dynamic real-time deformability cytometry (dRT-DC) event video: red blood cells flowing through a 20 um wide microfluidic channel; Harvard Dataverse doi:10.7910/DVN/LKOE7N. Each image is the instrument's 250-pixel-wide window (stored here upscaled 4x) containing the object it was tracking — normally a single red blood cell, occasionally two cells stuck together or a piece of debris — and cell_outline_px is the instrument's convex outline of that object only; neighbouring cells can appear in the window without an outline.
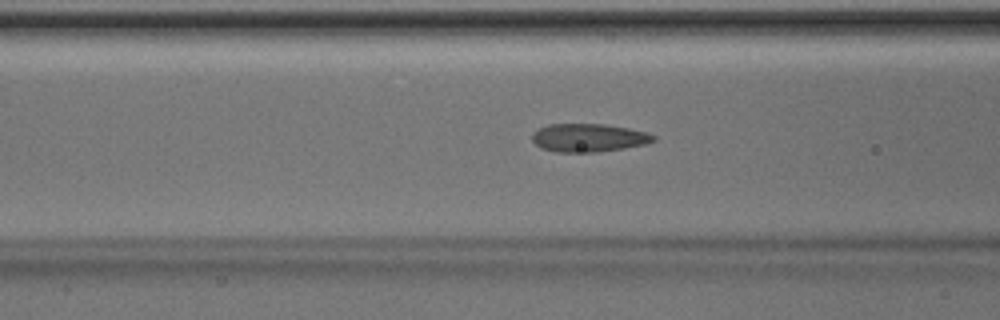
{"species": "Egyptian fruit bat (a non-hibernating species)", "species_latin": "Rousettus aegyptiacus", "temperature_condition": "room temperature", "stored_images_in_passage": 48, "camera_frame_rate_fps": 3000, "um_per_image_px": 0.085, "animal": {"sex": "male"}, "frame": {"image": 1, "passage_image": 18, "time_ms": 5.667, "image_size_px": [1000, 320], "cell_outline_px": [[656, 140], [644, 144], [624, 148], [596, 152], [556, 152], [540, 148], [532, 140], [532, 132], [548, 124], [604, 124], [628, 128], [648, 132], [656, 136]], "centroid_in_image_um": [50.02, 11.71], "position_along_channel_um": 116.6, "area_um2": 20.0}}
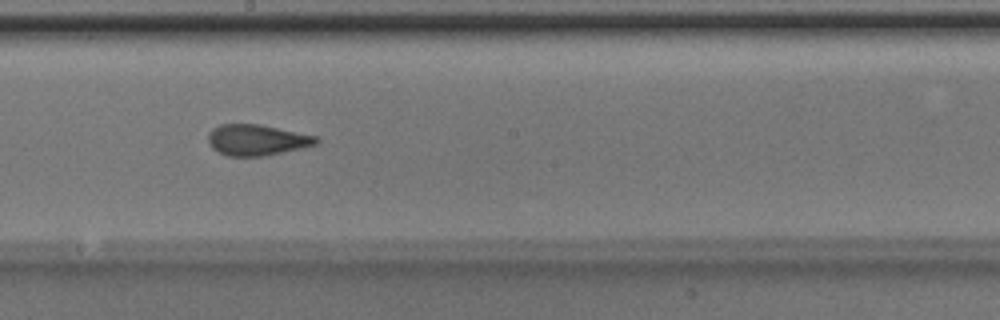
{"frame": {"image": 2, "passage_image": 26, "time_ms": 8.333, "image_size_px": [1000, 320], "cell_outline_px": [[320, 140], [316, 144], [300, 148], [260, 156], [228, 156], [212, 148], [208, 140], [208, 132], [212, 128], [220, 124], [256, 124], [320, 136]], "centroid_in_image_um": [21.82, 11.88], "position_along_channel_um": 226.4, "area_um2": 19.31}}
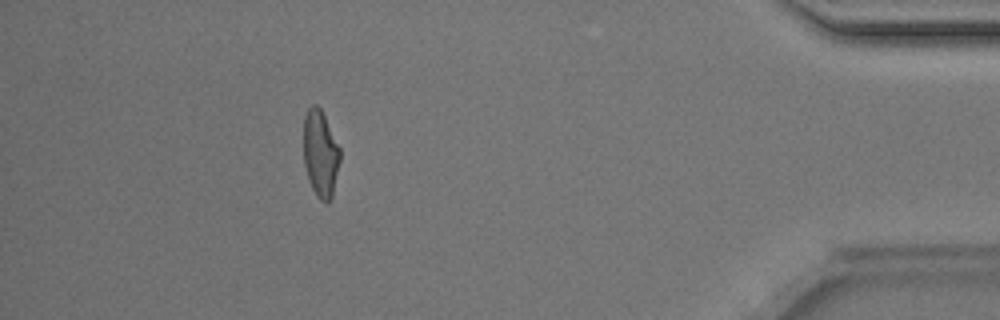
{"frame": {"image": 3, "passage_image": 43, "time_ms": 14.0, "image_size_px": [1000, 320], "cell_outline_px": [[340, 160], [332, 196], [328, 204], [324, 204], [316, 196], [308, 180], [304, 164], [304, 116], [308, 108], [312, 104], [316, 104], [320, 108], [340, 148]], "centroid_in_image_um": [27.23, 13.09], "position_along_channel_um": 408.0, "area_um2": 18.5}, "authors_computed_cell_mechanics": {"area_um2": 19.4786, "velocity_mm_per_s": 4.1168, "shape_relaxation_time_tau1_ms": null, "shape_relaxation_time_tau2_ms": 1.1498, "deformation_change_tau1": null, "deformation_change_tau2": 0.0866}}